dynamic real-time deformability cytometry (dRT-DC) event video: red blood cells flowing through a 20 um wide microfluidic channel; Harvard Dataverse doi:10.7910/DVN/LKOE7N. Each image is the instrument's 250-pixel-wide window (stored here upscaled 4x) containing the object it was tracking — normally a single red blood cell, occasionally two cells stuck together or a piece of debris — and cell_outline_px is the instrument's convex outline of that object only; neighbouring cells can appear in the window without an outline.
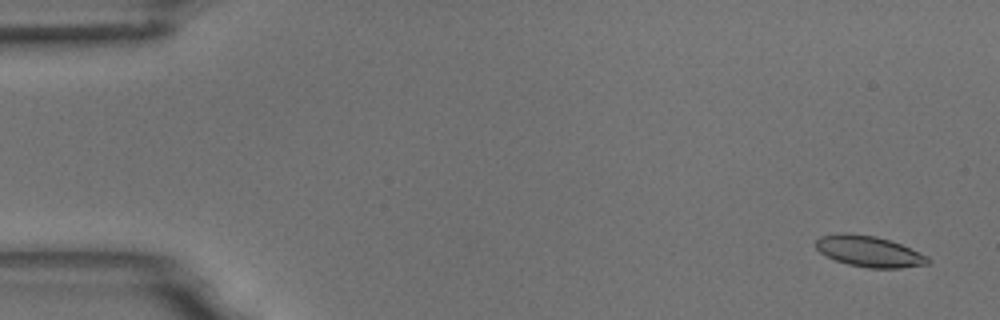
{"species": "common noctule bat (a hibernating species)", "species_latin": "Nyctalus noctula", "temperature_condition": "room temperature", "stored_images_in_passage": 5, "camera_frame_rate_fps": 3000, "um_per_image_px": 0.085, "animal": {"sex": "male", "body_mass_g": 18.8}, "frame": {"image": 1, "passage_image": 1, "time_ms": 0.0, "image_size_px": [1000, 320], "cell_outline_px": [[932, 260], [928, 264], [900, 268], [868, 268], [848, 264], [824, 256], [816, 248], [816, 240], [820, 236], [836, 232], [844, 232], [876, 236], [900, 244], [928, 256]], "centroid_in_image_um": [73.84, 21.36], "position_along_channel_um": 11.2, "area_um2": 20.35}}
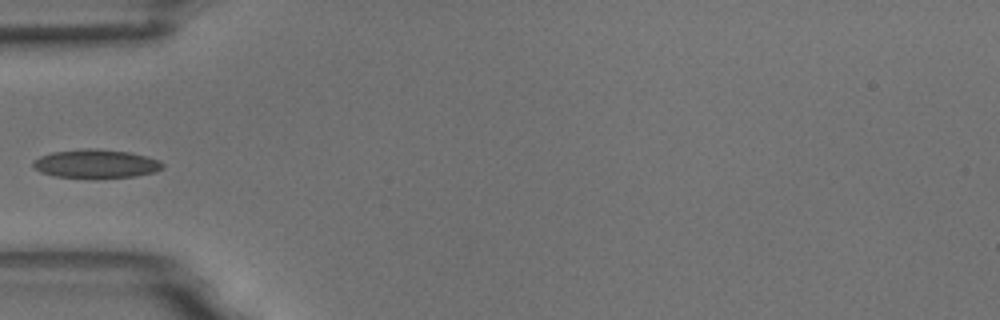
{"frame": {"image": 2, "passage_image": 5, "time_ms": 1.333, "image_size_px": [1000, 320], "cell_outline_px": [[164, 168], [156, 172], [136, 176], [96, 180], [56, 176], [40, 172], [32, 164], [32, 160], [40, 156], [52, 152], [84, 148], [96, 148], [128, 152], [160, 160], [164, 164]], "centroid_in_image_um": [8.17, 13.95], "position_along_channel_um": 76.8, "area_um2": 22.25}}